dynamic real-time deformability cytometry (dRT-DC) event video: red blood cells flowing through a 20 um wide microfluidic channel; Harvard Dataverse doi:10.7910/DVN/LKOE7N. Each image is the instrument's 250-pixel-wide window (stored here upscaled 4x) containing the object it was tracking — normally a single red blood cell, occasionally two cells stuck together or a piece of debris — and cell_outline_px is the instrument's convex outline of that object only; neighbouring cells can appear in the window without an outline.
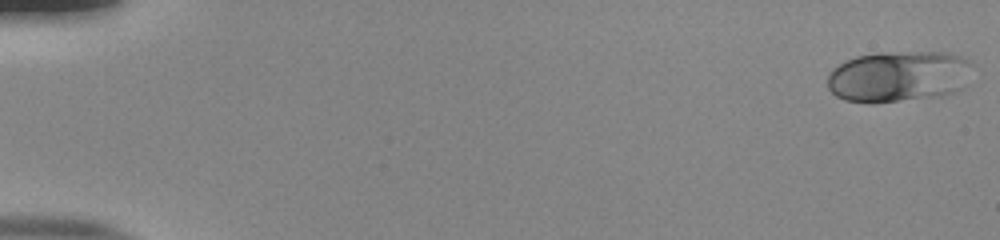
{"species": "human", "species_latin": "Homo sapiens", "temperature_condition": "room temperature", "stored_images_in_passage": 53, "camera_frame_rate_fps": 3000, "um_per_image_px": 0.085, "donor": {"sex": "male"}, "frame": {"image": 1, "passage_image": 1, "time_ms": 0.0, "image_size_px": [1000, 240], "cell_outline_px": [[972, 64], [964, 88], [956, 92], [944, 96], [872, 104], [844, 100], [836, 96], [828, 88], [828, 72], [832, 68], [856, 56], [876, 52], [948, 52], [972, 60]], "centroid_in_image_um": [76.4, 6.51], "position_along_channel_um": 8.6, "area_um2": 44.04}}
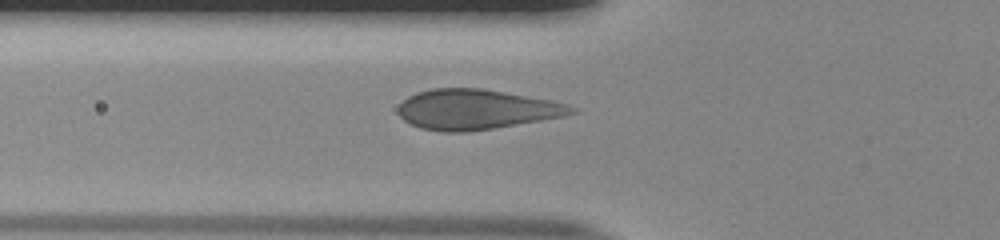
{"frame": {"image": 2, "passage_image": 20, "time_ms": 6.333, "image_size_px": [1000, 240], "cell_outline_px": [[580, 108], [576, 112], [564, 116], [468, 132], [444, 132], [420, 128], [404, 120], [396, 112], [396, 108], [408, 96], [416, 92], [432, 88], [484, 88], [552, 100], [568, 104]], "centroid_in_image_um": [40.47, 9.29], "position_along_channel_um": 85.3, "area_um2": 40.63}}
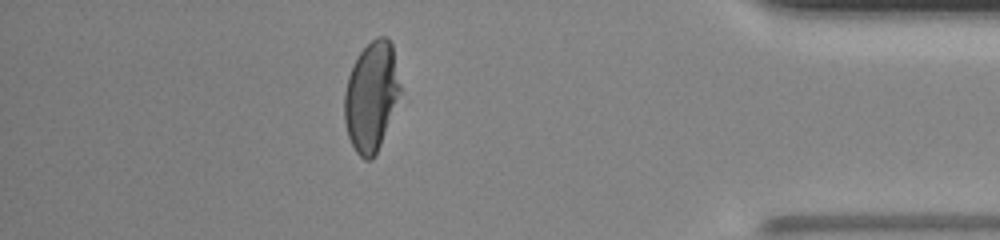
{"frame": {"image": 3, "passage_image": 47, "time_ms": 15.333, "image_size_px": [1000, 240], "cell_outline_px": [[400, 92], [376, 156], [372, 160], [364, 160], [356, 152], [348, 136], [344, 120], [344, 92], [348, 76], [352, 64], [360, 52], [376, 36], [388, 36], [392, 44], [400, 84]], "centroid_in_image_um": [31.54, 8.19], "position_along_channel_um": 403.7, "area_um2": 35.49}, "authors_computed_cell_mechanics": {"area_um2": 39.4196, "velocity_mm_per_s": 3.9034, "shape_relaxation_time_tau1_ms": 5.1005, "shape_relaxation_time_tau2_ms": null, "deformation_change_tau1": 0.1758, "deformation_change_tau2": null}}